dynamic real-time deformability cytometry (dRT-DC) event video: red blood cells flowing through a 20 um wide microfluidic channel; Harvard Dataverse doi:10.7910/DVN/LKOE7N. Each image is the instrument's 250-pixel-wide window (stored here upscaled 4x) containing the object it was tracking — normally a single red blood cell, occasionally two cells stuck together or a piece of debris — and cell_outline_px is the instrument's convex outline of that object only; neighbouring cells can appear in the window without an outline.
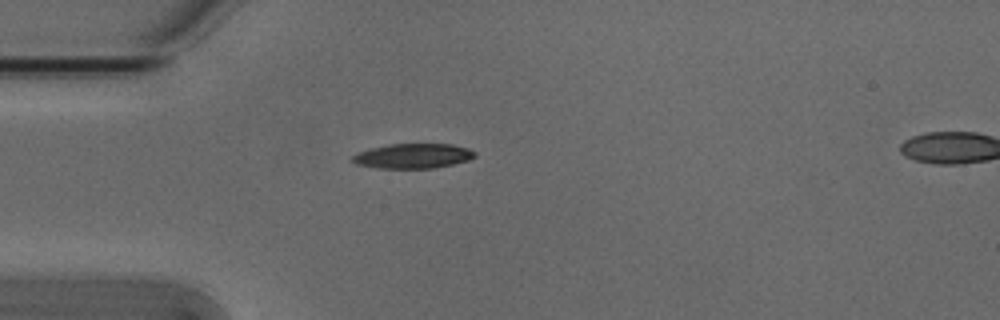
{"species": "Egyptian fruit bat (a non-hibernating species)", "species_latin": "Rousettus aegyptiacus", "temperature_condition": "cold", "stored_images_in_passage": 2, "camera_frame_rate_fps": 3000, "um_per_image_px": 0.085, "animal": {"sex": "male"}, "frame": {"image": 1, "passage_image": 2, "time_ms": 0.333, "image_size_px": [1000, 320], "cell_outline_px": [[476, 156], [468, 160], [452, 164], [432, 168], [380, 168], [356, 164], [352, 160], [352, 156], [360, 152], [372, 148], [388, 144], [452, 144], [468, 148], [476, 152]], "centroid_in_image_um": [35.13, 13.25], "position_along_channel_um": 49.9, "area_um2": 17.51}}